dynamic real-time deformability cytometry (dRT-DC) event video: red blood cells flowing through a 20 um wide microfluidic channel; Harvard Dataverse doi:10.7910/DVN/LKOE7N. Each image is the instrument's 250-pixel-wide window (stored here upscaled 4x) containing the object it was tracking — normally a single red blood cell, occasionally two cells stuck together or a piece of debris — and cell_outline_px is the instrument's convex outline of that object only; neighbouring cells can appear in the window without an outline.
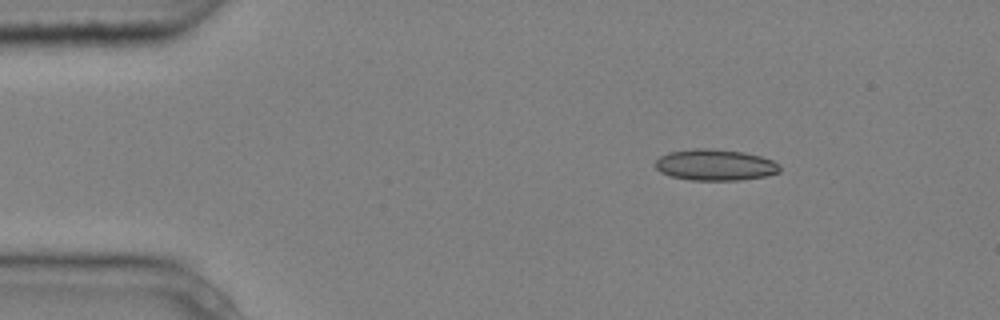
{"species": "common noctule bat (a hibernating species)", "species_latin": "Nyctalus noctula", "temperature_condition": "cold", "stored_images_in_passage": 3, "camera_frame_rate_fps": 3000, "um_per_image_px": 0.085, "animal": {"sex": "male", "body_mass_g": 20.4}, "frame": {"image": 1, "passage_image": 1, "time_ms": 0.0, "image_size_px": [1000, 320], "cell_outline_px": [[780, 172], [768, 176], [740, 180], [692, 180], [672, 176], [660, 172], [656, 168], [656, 160], [660, 156], [668, 152], [692, 148], [708, 148], [744, 152], [760, 156], [772, 160], [780, 164]], "centroid_in_image_um": [60.81, 14.01], "position_along_channel_um": 24.2, "area_um2": 22.77}}
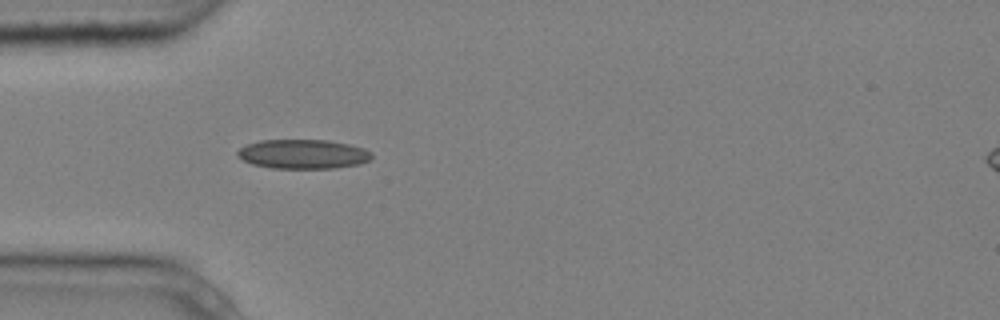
{"frame": {"image": 2, "passage_image": 3, "time_ms": 0.667, "image_size_px": [1000, 320], "cell_outline_px": [[372, 156], [368, 160], [360, 164], [336, 168], [272, 168], [252, 164], [236, 156], [236, 152], [240, 148], [248, 144], [260, 140], [328, 140], [348, 144], [364, 148], [372, 152]], "centroid_in_image_um": [25.76, 13.1], "position_along_channel_um": 59.2, "area_um2": 22.95}}